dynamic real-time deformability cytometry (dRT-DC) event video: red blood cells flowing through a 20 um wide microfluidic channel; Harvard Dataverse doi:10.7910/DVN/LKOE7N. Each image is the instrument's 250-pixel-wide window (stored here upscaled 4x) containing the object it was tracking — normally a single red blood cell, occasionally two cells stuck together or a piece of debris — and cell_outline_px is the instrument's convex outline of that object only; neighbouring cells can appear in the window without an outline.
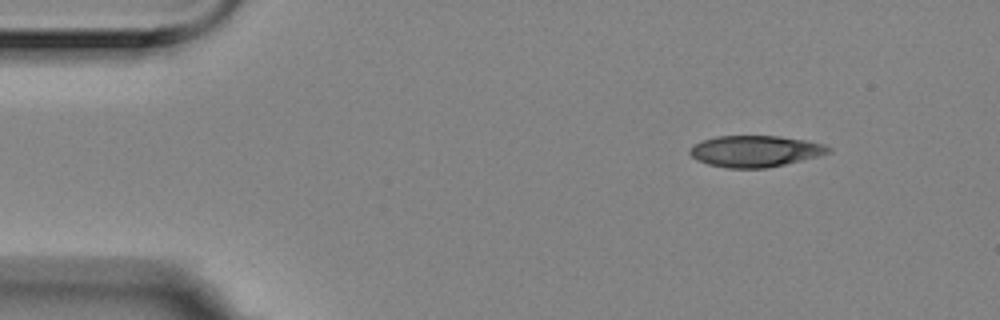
{"species": "Egyptian fruit bat (a non-hibernating species)", "species_latin": "Rousettus aegyptiacus", "temperature_condition": "room temperature", "stored_images_in_passage": 3, "camera_frame_rate_fps": 3000, "um_per_image_px": 0.085, "animal": {"sex": "female"}, "frame": {"image": 1, "passage_image": 1, "time_ms": 0.0, "image_size_px": [1000, 320], "cell_outline_px": [[832, 152], [768, 168], [728, 168], [708, 164], [696, 160], [688, 152], [692, 144], [716, 136], [780, 136], [808, 140], [824, 144], [832, 148]], "centroid_in_image_um": [64.18, 12.84], "position_along_channel_um": 20.8, "area_um2": 25.37}}
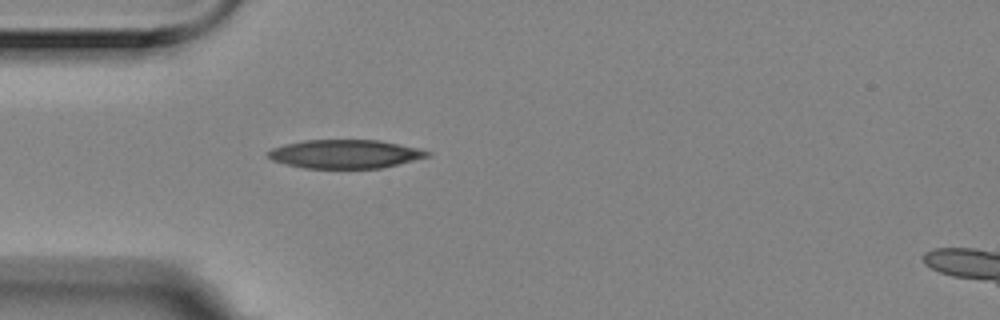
{"frame": {"image": 2, "passage_image": 3, "time_ms": 0.667, "image_size_px": [1000, 320], "cell_outline_px": [[432, 156], [380, 168], [304, 168], [284, 164], [272, 160], [268, 156], [268, 152], [272, 148], [284, 144], [304, 140], [380, 140], [420, 148], [432, 152]], "centroid_in_image_um": [29.36, 13.08], "position_along_channel_um": 55.6, "area_um2": 26.7}}